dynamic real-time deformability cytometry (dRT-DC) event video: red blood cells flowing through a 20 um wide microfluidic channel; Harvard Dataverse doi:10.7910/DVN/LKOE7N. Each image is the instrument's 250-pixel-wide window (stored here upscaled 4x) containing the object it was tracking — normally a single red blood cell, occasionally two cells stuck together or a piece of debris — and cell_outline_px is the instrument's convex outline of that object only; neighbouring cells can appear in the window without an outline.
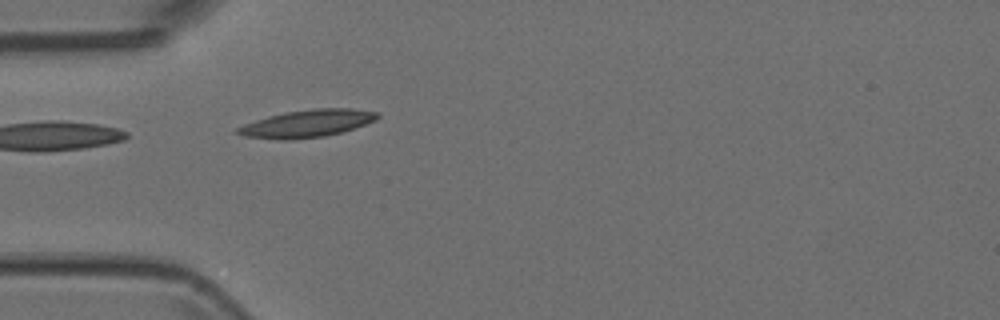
{"species": "Egyptian fruit bat (a non-hibernating species)", "species_latin": "Rousettus aegyptiacus", "temperature_condition": "room temperature", "stored_images_in_passage": 2, "camera_frame_rate_fps": 3000, "um_per_image_px": 0.085, "animal": {"sex": "female"}, "frame": {"image": 1, "passage_image": 2, "time_ms": 0.333, "image_size_px": [1000, 320], "cell_outline_px": [[380, 116], [376, 120], [340, 132], [324, 136], [292, 140], [280, 140], [244, 136], [236, 132], [236, 128], [244, 124], [268, 116], [284, 112], [316, 108], [352, 108], [380, 112]], "centroid_in_image_um": [26.11, 10.49], "position_along_channel_um": 58.9, "area_um2": 22.31}}